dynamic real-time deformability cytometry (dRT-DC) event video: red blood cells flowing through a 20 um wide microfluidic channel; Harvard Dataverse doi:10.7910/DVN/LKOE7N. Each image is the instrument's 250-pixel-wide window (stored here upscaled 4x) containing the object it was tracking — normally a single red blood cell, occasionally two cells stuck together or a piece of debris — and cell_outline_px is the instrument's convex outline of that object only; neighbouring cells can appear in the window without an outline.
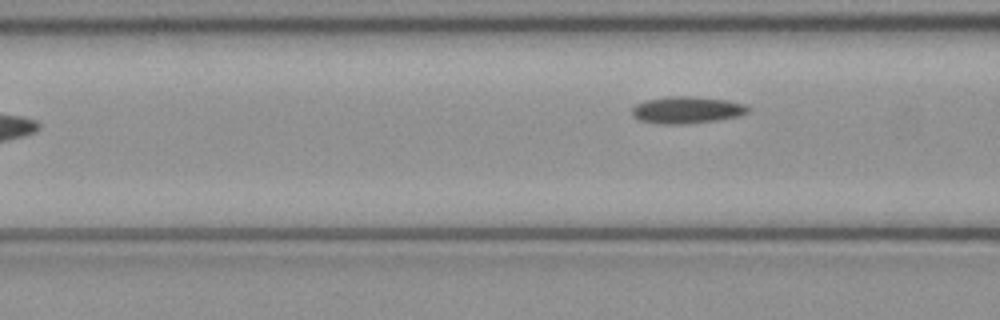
{"species": "common noctule bat (a hibernating species)", "species_latin": "Nyctalus noctula", "temperature_condition": "cold", "stored_images_in_passage": 7, "camera_frame_rate_fps": 3000, "um_per_image_px": 0.085, "animal": {"sex": "female", "body_mass_g": 21.9}, "frame": {"image": 1, "passage_image": 7, "time_ms": 2.0, "image_size_px": [1000, 320], "cell_outline_px": [[752, 112], [740, 116], [716, 120], [688, 124], [656, 124], [640, 120], [632, 116], [632, 108], [636, 104], [644, 100], [672, 96], [692, 96], [728, 100], [744, 104], [752, 108]], "centroid_in_image_um": [58.42, 9.35], "position_along_channel_um": 108.2, "area_um2": 18.55}}